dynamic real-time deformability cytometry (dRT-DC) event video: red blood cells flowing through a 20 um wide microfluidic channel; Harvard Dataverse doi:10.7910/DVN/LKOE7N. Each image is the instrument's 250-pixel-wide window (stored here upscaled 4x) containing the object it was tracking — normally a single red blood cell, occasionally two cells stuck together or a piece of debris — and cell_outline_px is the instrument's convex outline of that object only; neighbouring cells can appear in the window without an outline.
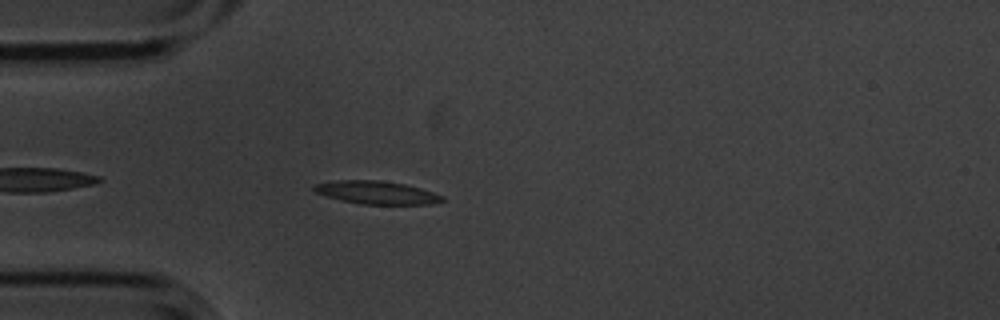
{"species": "common noctule bat (a hibernating species)", "species_latin": "Nyctalus noctula", "temperature_condition": "cold", "stored_images_in_passage": 35, "camera_frame_rate_fps": 3000, "um_per_image_px": 0.085, "animal": {"sex": "male", "body_mass_g": 20.1, "forearm_length_mm": 53.5}, "frame": {"image": 1, "passage_image": 5, "time_ms": 1.333, "image_size_px": [1000, 320], "cell_outline_px": [[444, 200], [432, 204], [360, 204], [328, 196], [316, 192], [312, 188], [316, 184], [336, 180], [380, 180], [404, 184], [420, 188], [444, 196]], "centroid_in_image_um": [32.04, 16.36], "position_along_channel_um": 53.0, "area_um2": 16.94}}
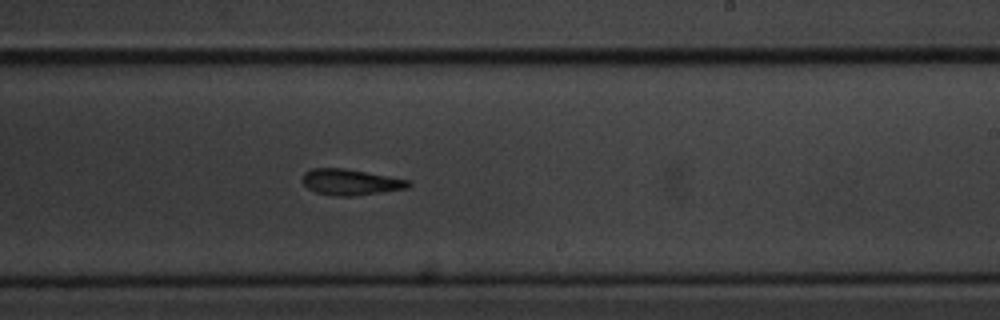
{"frame": {"image": 2, "passage_image": 23, "time_ms": 7.333, "image_size_px": [1000, 320], "cell_outline_px": [[412, 184], [408, 188], [356, 196], [336, 196], [316, 192], [308, 188], [300, 180], [304, 172], [312, 168], [344, 168], [412, 180]], "centroid_in_image_um": [29.81, 15.47], "position_along_channel_um": 259.2, "area_um2": 16.24}}
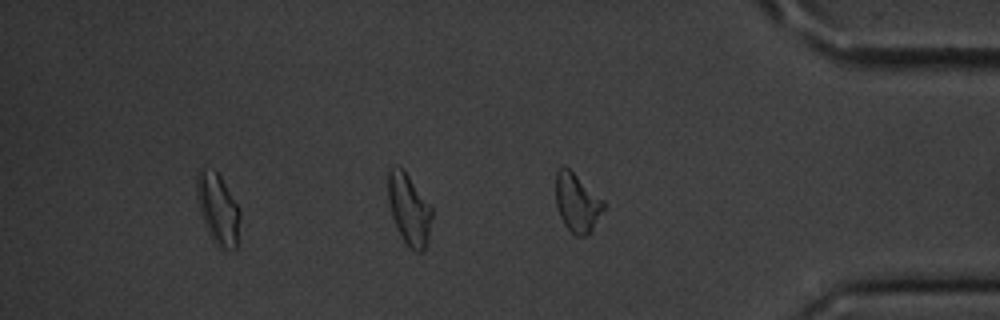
{"frame": {"image": 3, "passage_image": 35, "time_ms": 11.333, "image_size_px": [1000, 320], "cell_outline_px": [[432, 216], [428, 236], [424, 252], [416, 252], [404, 240], [396, 228], [392, 216], [388, 200], [388, 172], [392, 168], [400, 168], [408, 176], [432, 208]], "centroid_in_image_um": [34.76, 17.84], "position_along_channel_um": 400.4, "area_um2": 17.57}, "authors_computed_cell_mechanics": {"area_um2": 16.6464, "velocity_mm_per_s": 3.5601, "shape_relaxation_time_tau1_ms": 3.2311, "shape_relaxation_time_tau2_ms": null, "deformation_change_tau1": 0.1417, "deformation_change_tau2": null}}